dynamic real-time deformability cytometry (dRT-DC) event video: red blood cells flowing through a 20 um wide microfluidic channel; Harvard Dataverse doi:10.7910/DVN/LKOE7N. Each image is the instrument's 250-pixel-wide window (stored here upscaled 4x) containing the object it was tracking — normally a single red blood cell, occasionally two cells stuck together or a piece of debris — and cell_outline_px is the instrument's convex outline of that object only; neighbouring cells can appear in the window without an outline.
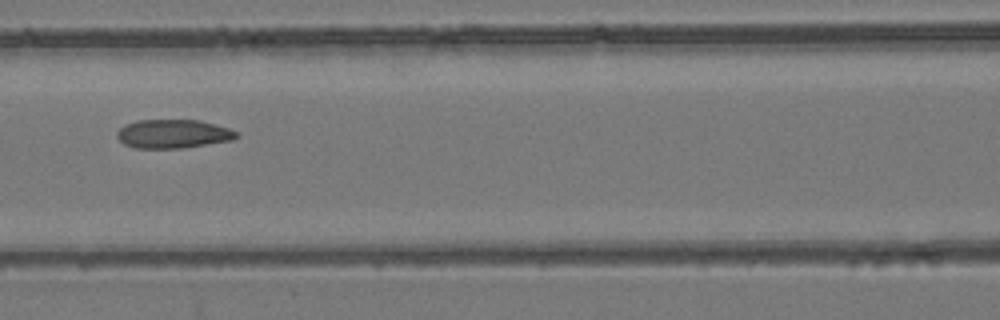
{"species": "common noctule bat (a hibernating species)", "species_latin": "Nyctalus noctula", "temperature_condition": "room temperature", "stored_images_in_passage": 7, "camera_frame_rate_fps": 3000, "um_per_image_px": 0.085, "animal": {"sex": "female", "body_mass_g": 24.6, "forearm_length_mm": 56.2}, "frame": {"image": 1, "passage_image": 7, "time_ms": 2.0, "image_size_px": [1000, 320], "cell_outline_px": [[240, 136], [232, 140], [180, 148], [136, 148], [124, 144], [116, 136], [116, 132], [120, 128], [136, 120], [200, 120], [228, 128], [236, 132]], "centroid_in_image_um": [14.7, 11.37], "position_along_channel_um": 151.9, "area_um2": 19.83}}